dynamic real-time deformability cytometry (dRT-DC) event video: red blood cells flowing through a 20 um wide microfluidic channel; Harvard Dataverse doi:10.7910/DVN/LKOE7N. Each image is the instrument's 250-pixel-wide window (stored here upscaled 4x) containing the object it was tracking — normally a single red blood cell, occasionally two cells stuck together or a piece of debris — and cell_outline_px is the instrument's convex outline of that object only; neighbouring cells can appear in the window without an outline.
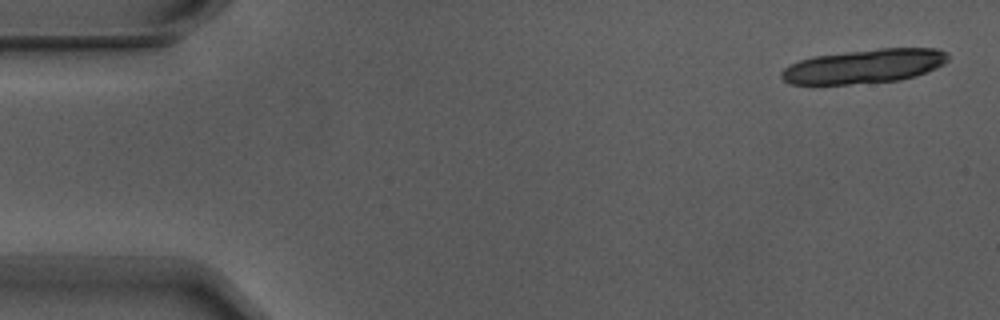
{"species": "Egyptian fruit bat (a non-hibernating species)", "species_latin": "Rousettus aegyptiacus", "temperature_condition": "warm", "stored_images_in_passage": 6, "camera_frame_rate_fps": 3000, "um_per_image_px": 0.085, "animal": {"sex": "male"}, "frame": {"image": 1, "passage_image": 1, "time_ms": 0.0, "image_size_px": [1000, 320], "cell_outline_px": [[948, 60], [944, 64], [928, 72], [916, 76], [900, 80], [848, 84], [788, 84], [780, 76], [780, 72], [788, 64], [812, 56], [880, 48], [936, 48], [948, 52]], "centroid_in_image_um": [73.46, 5.63], "position_along_channel_um": 11.5, "area_um2": 33.29}}